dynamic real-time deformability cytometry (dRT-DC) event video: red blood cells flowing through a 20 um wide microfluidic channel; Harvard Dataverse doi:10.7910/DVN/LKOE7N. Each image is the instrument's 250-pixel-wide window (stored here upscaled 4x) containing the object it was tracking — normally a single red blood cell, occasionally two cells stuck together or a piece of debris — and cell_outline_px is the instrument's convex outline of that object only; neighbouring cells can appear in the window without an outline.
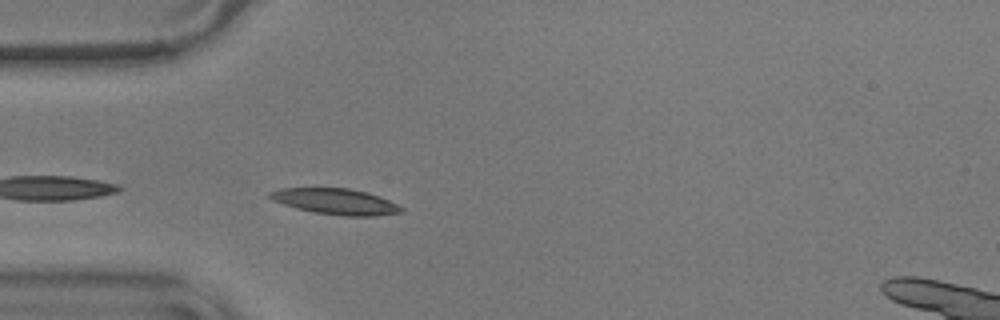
{"species": "common noctule bat (a hibernating species)", "species_latin": "Nyctalus noctula", "temperature_condition": "warm", "stored_images_in_passage": 7, "camera_frame_rate_fps": 3000, "um_per_image_px": 0.085, "animal": {"sex": "male", "body_mass_g": 17.9}, "frame": {"image": 1, "passage_image": 2, "time_ms": 0.333, "image_size_px": [1000, 320], "cell_outline_px": [[404, 212], [372, 216], [344, 216], [316, 212], [296, 208], [272, 200], [268, 196], [268, 192], [280, 188], [348, 188], [368, 192], [388, 200], [404, 208]], "centroid_in_image_um": [28.52, 17.12], "position_along_channel_um": 56.5, "area_um2": 19.71}}
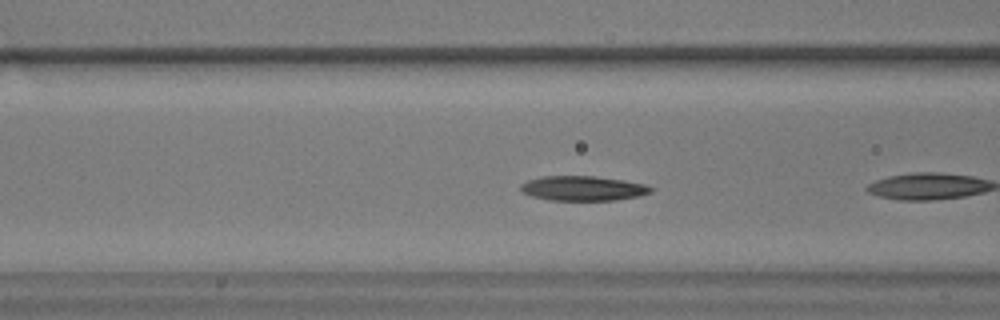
{"frame": {"image": 2, "passage_image": 5, "time_ms": 1.333, "image_size_px": [1000, 320], "cell_outline_px": [[652, 192], [640, 196], [616, 200], [548, 200], [532, 196], [524, 192], [520, 188], [520, 184], [528, 180], [540, 176], [592, 176], [624, 180], [644, 184], [652, 188]], "centroid_in_image_um": [49.55, 16.01], "position_along_channel_um": 117.1, "area_um2": 18.73}}